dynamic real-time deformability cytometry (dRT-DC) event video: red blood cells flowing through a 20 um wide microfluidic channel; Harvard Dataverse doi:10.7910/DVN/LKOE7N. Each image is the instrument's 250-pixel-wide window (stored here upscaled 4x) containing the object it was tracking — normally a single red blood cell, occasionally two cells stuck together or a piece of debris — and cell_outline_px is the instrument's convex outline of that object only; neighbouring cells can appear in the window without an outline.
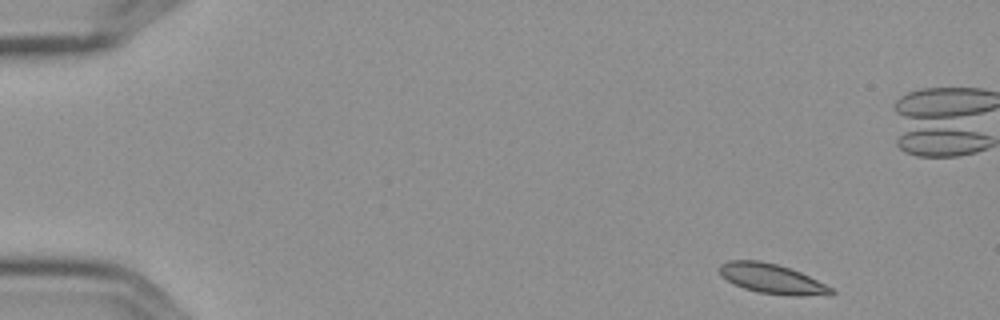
{"species": "Egyptian fruit bat (a non-hibernating species)", "species_latin": "Rousettus aegyptiacus", "temperature_condition": "cold", "stored_images_in_passage": 7, "camera_frame_rate_fps": 3000, "um_per_image_px": 0.085, "frame": {"image": 1, "passage_image": 1, "time_ms": 0.0, "image_size_px": [1000, 320], "cell_outline_px": [[836, 292], [832, 296], [792, 296], [760, 292], [744, 288], [720, 276], [720, 264], [728, 260], [760, 260], [776, 264], [800, 272], [832, 288]], "centroid_in_image_um": [65.65, 23.71], "position_along_channel_um": 19.3, "area_um2": 19.31}}
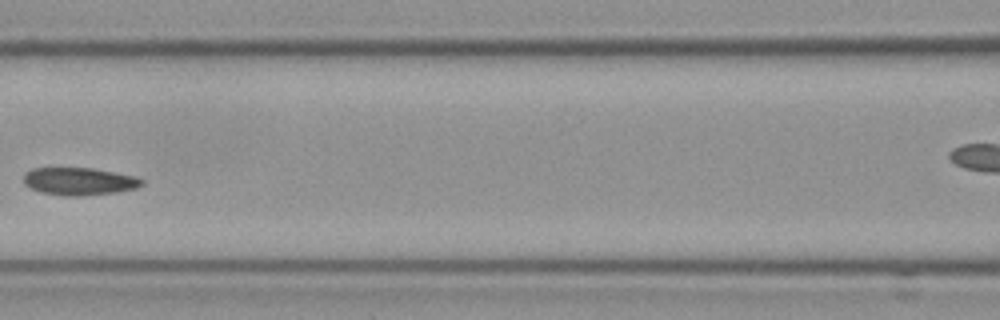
{"frame": {"image": 2, "passage_image": 7, "time_ms": 2.0, "image_size_px": [1000, 320], "cell_outline_px": [[144, 184], [136, 188], [116, 192], [76, 196], [64, 196], [40, 192], [24, 184], [24, 172], [32, 168], [92, 168], [136, 176], [144, 180]], "centroid_in_image_um": [6.73, 15.41], "position_along_channel_um": 159.9, "area_um2": 19.02}}